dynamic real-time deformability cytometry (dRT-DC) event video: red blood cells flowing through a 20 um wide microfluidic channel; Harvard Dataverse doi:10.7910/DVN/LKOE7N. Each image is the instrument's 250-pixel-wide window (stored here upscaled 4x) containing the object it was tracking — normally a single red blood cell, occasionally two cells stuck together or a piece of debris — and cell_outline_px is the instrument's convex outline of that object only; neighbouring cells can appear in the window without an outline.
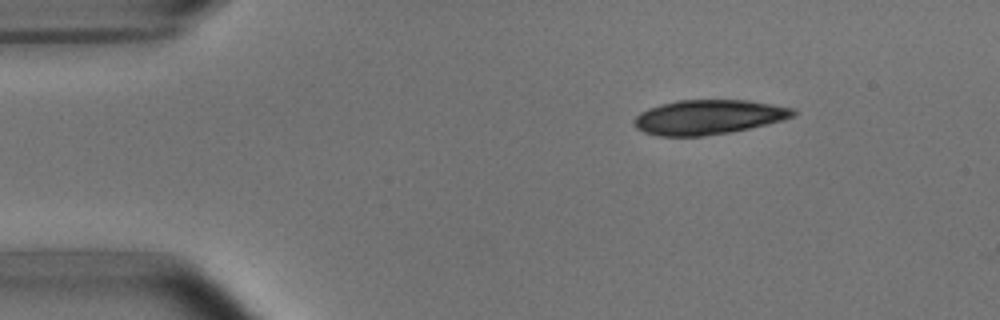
{"species": "common noctule bat (a hibernating species)", "species_latin": "Nyctalus noctula", "temperature_condition": "room temperature", "stored_images_in_passage": 3, "camera_frame_rate_fps": 3000, "um_per_image_px": 0.085, "animal": {"sex": "male", "body_mass_g": 15.6}, "frame": {"image": 1, "passage_image": 3, "time_ms": 2.333, "image_size_px": [1000, 320], "cell_outline_px": [[796, 112], [792, 116], [784, 120], [732, 132], [700, 136], [660, 136], [644, 132], [636, 128], [636, 116], [640, 112], [648, 108], [660, 104], [676, 100], [748, 100], [796, 108]], "centroid_in_image_um": [60.24, 9.94], "position_along_channel_um": 24.8, "area_um2": 32.02}}